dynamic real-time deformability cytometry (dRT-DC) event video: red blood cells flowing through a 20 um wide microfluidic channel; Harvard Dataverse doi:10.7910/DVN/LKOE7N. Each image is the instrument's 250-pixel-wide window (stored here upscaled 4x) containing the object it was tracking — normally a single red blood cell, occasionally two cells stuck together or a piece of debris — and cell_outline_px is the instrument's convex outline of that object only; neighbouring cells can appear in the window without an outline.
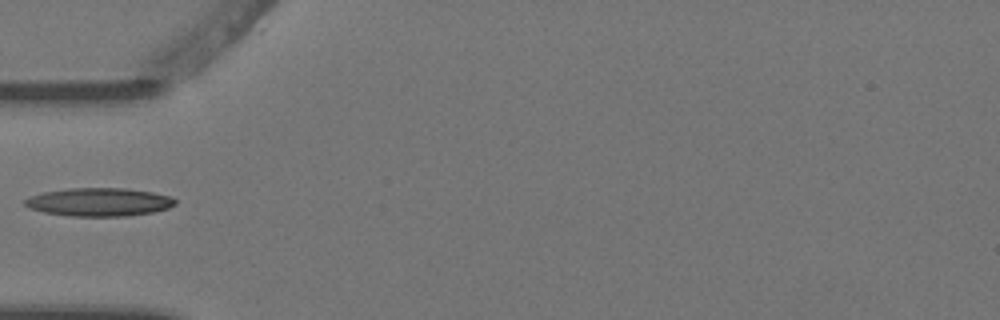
{"species": "Egyptian fruit bat (a non-hibernating species)", "species_latin": "Rousettus aegyptiacus", "temperature_condition": "warm", "stored_images_in_passage": 2, "camera_frame_rate_fps": 3000, "um_per_image_px": 0.085, "animal": {"sex": "female"}, "frame": {"image": 1, "passage_image": 1, "time_ms": 0.0, "image_size_px": [1000, 320], "cell_outline_px": [[176, 204], [168, 208], [152, 212], [128, 216], [68, 216], [44, 212], [28, 208], [24, 204], [24, 200], [32, 196], [44, 192], [68, 188], [128, 188], [152, 192], [172, 196], [176, 200]], "centroid_in_image_um": [8.44, 17.17], "position_along_channel_um": 76.6, "area_um2": 24.85}}
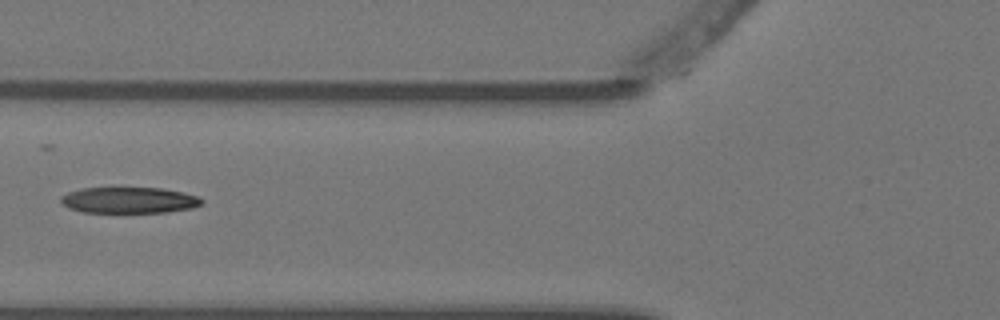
{"frame": {"image": 2, "passage_image": 2, "time_ms": 0.333, "image_size_px": [1000, 320], "cell_outline_px": [[204, 200], [200, 204], [192, 208], [168, 212], [84, 212], [68, 208], [60, 200], [60, 196], [68, 192], [80, 188], [164, 188], [184, 192], [196, 196]], "centroid_in_image_um": [10.96, 17.01], "position_along_channel_um": 114.8, "area_um2": 21.39}}